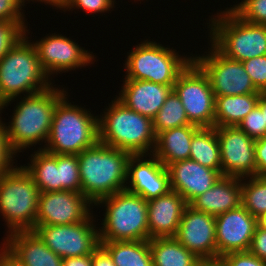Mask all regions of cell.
Listing matches in <instances>:
<instances>
[{"instance_id":"cell-1","label":"cell","mask_w":266,"mask_h":266,"mask_svg":"<svg viewBox=\"0 0 266 266\" xmlns=\"http://www.w3.org/2000/svg\"><path fill=\"white\" fill-rule=\"evenodd\" d=\"M67 93L64 88L51 85L41 92L20 97L11 121L8 126L5 124L9 146L16 155L37 143L46 144L56 103Z\"/></svg>"},{"instance_id":"cell-2","label":"cell","mask_w":266,"mask_h":266,"mask_svg":"<svg viewBox=\"0 0 266 266\" xmlns=\"http://www.w3.org/2000/svg\"><path fill=\"white\" fill-rule=\"evenodd\" d=\"M77 156L81 193L92 204L125 190L130 153L98 141Z\"/></svg>"},{"instance_id":"cell-3","label":"cell","mask_w":266,"mask_h":266,"mask_svg":"<svg viewBox=\"0 0 266 266\" xmlns=\"http://www.w3.org/2000/svg\"><path fill=\"white\" fill-rule=\"evenodd\" d=\"M29 33V29L25 30V35L0 60L1 112L21 94L32 95L53 85L34 44L28 40Z\"/></svg>"},{"instance_id":"cell-4","label":"cell","mask_w":266,"mask_h":266,"mask_svg":"<svg viewBox=\"0 0 266 266\" xmlns=\"http://www.w3.org/2000/svg\"><path fill=\"white\" fill-rule=\"evenodd\" d=\"M110 104L98 116V141L131 155L152 154L156 145L153 120L129 109L116 97Z\"/></svg>"},{"instance_id":"cell-5","label":"cell","mask_w":266,"mask_h":266,"mask_svg":"<svg viewBox=\"0 0 266 266\" xmlns=\"http://www.w3.org/2000/svg\"><path fill=\"white\" fill-rule=\"evenodd\" d=\"M67 96L68 93L56 103L48 140L38 149L51 154L77 155L98 142V115L71 104Z\"/></svg>"},{"instance_id":"cell-6","label":"cell","mask_w":266,"mask_h":266,"mask_svg":"<svg viewBox=\"0 0 266 266\" xmlns=\"http://www.w3.org/2000/svg\"><path fill=\"white\" fill-rule=\"evenodd\" d=\"M210 18V43L225 57L242 62L266 55V25L248 23L230 7Z\"/></svg>"},{"instance_id":"cell-7","label":"cell","mask_w":266,"mask_h":266,"mask_svg":"<svg viewBox=\"0 0 266 266\" xmlns=\"http://www.w3.org/2000/svg\"><path fill=\"white\" fill-rule=\"evenodd\" d=\"M104 218L99 228L100 242L149 240L147 201L127 190L100 199Z\"/></svg>"},{"instance_id":"cell-8","label":"cell","mask_w":266,"mask_h":266,"mask_svg":"<svg viewBox=\"0 0 266 266\" xmlns=\"http://www.w3.org/2000/svg\"><path fill=\"white\" fill-rule=\"evenodd\" d=\"M40 193L21 165L0 175V214L9 228L6 235L35 228Z\"/></svg>"},{"instance_id":"cell-9","label":"cell","mask_w":266,"mask_h":266,"mask_svg":"<svg viewBox=\"0 0 266 266\" xmlns=\"http://www.w3.org/2000/svg\"><path fill=\"white\" fill-rule=\"evenodd\" d=\"M127 53L124 79L146 80L165 86H174L179 74L193 60L192 56H181L174 48L148 39Z\"/></svg>"},{"instance_id":"cell-10","label":"cell","mask_w":266,"mask_h":266,"mask_svg":"<svg viewBox=\"0 0 266 266\" xmlns=\"http://www.w3.org/2000/svg\"><path fill=\"white\" fill-rule=\"evenodd\" d=\"M191 124L214 127L215 95L208 77L192 60L179 74L173 86Z\"/></svg>"},{"instance_id":"cell-11","label":"cell","mask_w":266,"mask_h":266,"mask_svg":"<svg viewBox=\"0 0 266 266\" xmlns=\"http://www.w3.org/2000/svg\"><path fill=\"white\" fill-rule=\"evenodd\" d=\"M93 218L92 212L85 221L80 223L35 225L33 231L62 259L91 255L100 245L99 229L93 224L95 222Z\"/></svg>"},{"instance_id":"cell-12","label":"cell","mask_w":266,"mask_h":266,"mask_svg":"<svg viewBox=\"0 0 266 266\" xmlns=\"http://www.w3.org/2000/svg\"><path fill=\"white\" fill-rule=\"evenodd\" d=\"M210 47L206 55L193 56V61L208 77L215 97L261 93L253 85L241 61L225 57L212 44Z\"/></svg>"},{"instance_id":"cell-13","label":"cell","mask_w":266,"mask_h":266,"mask_svg":"<svg viewBox=\"0 0 266 266\" xmlns=\"http://www.w3.org/2000/svg\"><path fill=\"white\" fill-rule=\"evenodd\" d=\"M32 43L36 48L40 64L49 78L55 73L57 75L60 72L82 69L96 61L93 52L85 50L74 40L62 34H47L41 40L37 39Z\"/></svg>"},{"instance_id":"cell-14","label":"cell","mask_w":266,"mask_h":266,"mask_svg":"<svg viewBox=\"0 0 266 266\" xmlns=\"http://www.w3.org/2000/svg\"><path fill=\"white\" fill-rule=\"evenodd\" d=\"M221 153L222 176L256 175L255 142L237 126L215 127Z\"/></svg>"},{"instance_id":"cell-15","label":"cell","mask_w":266,"mask_h":266,"mask_svg":"<svg viewBox=\"0 0 266 266\" xmlns=\"http://www.w3.org/2000/svg\"><path fill=\"white\" fill-rule=\"evenodd\" d=\"M94 206L82 193L41 192L35 225H67L85 221ZM92 209H91V208Z\"/></svg>"},{"instance_id":"cell-16","label":"cell","mask_w":266,"mask_h":266,"mask_svg":"<svg viewBox=\"0 0 266 266\" xmlns=\"http://www.w3.org/2000/svg\"><path fill=\"white\" fill-rule=\"evenodd\" d=\"M147 156L131 155L127 164L126 181L128 182L125 186V190L140 195L146 201L171 190L167 167L153 154H149V159H146Z\"/></svg>"},{"instance_id":"cell-17","label":"cell","mask_w":266,"mask_h":266,"mask_svg":"<svg viewBox=\"0 0 266 266\" xmlns=\"http://www.w3.org/2000/svg\"><path fill=\"white\" fill-rule=\"evenodd\" d=\"M217 257L248 251L257 227V218L241 204L215 217Z\"/></svg>"},{"instance_id":"cell-18","label":"cell","mask_w":266,"mask_h":266,"mask_svg":"<svg viewBox=\"0 0 266 266\" xmlns=\"http://www.w3.org/2000/svg\"><path fill=\"white\" fill-rule=\"evenodd\" d=\"M215 216L185 207L174 238L199 258L217 257Z\"/></svg>"},{"instance_id":"cell-19","label":"cell","mask_w":266,"mask_h":266,"mask_svg":"<svg viewBox=\"0 0 266 266\" xmlns=\"http://www.w3.org/2000/svg\"><path fill=\"white\" fill-rule=\"evenodd\" d=\"M167 170L170 189L177 191L187 204L212 188L222 176L217 170L204 167L191 159L171 163Z\"/></svg>"},{"instance_id":"cell-20","label":"cell","mask_w":266,"mask_h":266,"mask_svg":"<svg viewBox=\"0 0 266 266\" xmlns=\"http://www.w3.org/2000/svg\"><path fill=\"white\" fill-rule=\"evenodd\" d=\"M121 88L116 98L129 109L152 120L173 90V86L134 79H124Z\"/></svg>"},{"instance_id":"cell-21","label":"cell","mask_w":266,"mask_h":266,"mask_svg":"<svg viewBox=\"0 0 266 266\" xmlns=\"http://www.w3.org/2000/svg\"><path fill=\"white\" fill-rule=\"evenodd\" d=\"M188 204L174 190L147 201L149 239L174 237L177 233L183 211Z\"/></svg>"},{"instance_id":"cell-22","label":"cell","mask_w":266,"mask_h":266,"mask_svg":"<svg viewBox=\"0 0 266 266\" xmlns=\"http://www.w3.org/2000/svg\"><path fill=\"white\" fill-rule=\"evenodd\" d=\"M4 250L21 266H62L63 259L48 248L33 231H16L6 235Z\"/></svg>"},{"instance_id":"cell-23","label":"cell","mask_w":266,"mask_h":266,"mask_svg":"<svg viewBox=\"0 0 266 266\" xmlns=\"http://www.w3.org/2000/svg\"><path fill=\"white\" fill-rule=\"evenodd\" d=\"M189 205L215 217L237 208L241 205V178L221 176L212 188Z\"/></svg>"},{"instance_id":"cell-24","label":"cell","mask_w":266,"mask_h":266,"mask_svg":"<svg viewBox=\"0 0 266 266\" xmlns=\"http://www.w3.org/2000/svg\"><path fill=\"white\" fill-rule=\"evenodd\" d=\"M201 127L186 125L165 130L156 136L153 155L167 167L171 163L190 158V146L193 135Z\"/></svg>"},{"instance_id":"cell-25","label":"cell","mask_w":266,"mask_h":266,"mask_svg":"<svg viewBox=\"0 0 266 266\" xmlns=\"http://www.w3.org/2000/svg\"><path fill=\"white\" fill-rule=\"evenodd\" d=\"M260 93L216 96L214 127L238 126L258 103Z\"/></svg>"},{"instance_id":"cell-26","label":"cell","mask_w":266,"mask_h":266,"mask_svg":"<svg viewBox=\"0 0 266 266\" xmlns=\"http://www.w3.org/2000/svg\"><path fill=\"white\" fill-rule=\"evenodd\" d=\"M153 266H196L200 259L174 237L149 239Z\"/></svg>"},{"instance_id":"cell-27","label":"cell","mask_w":266,"mask_h":266,"mask_svg":"<svg viewBox=\"0 0 266 266\" xmlns=\"http://www.w3.org/2000/svg\"><path fill=\"white\" fill-rule=\"evenodd\" d=\"M100 244L116 266H153L149 240L105 241Z\"/></svg>"},{"instance_id":"cell-28","label":"cell","mask_w":266,"mask_h":266,"mask_svg":"<svg viewBox=\"0 0 266 266\" xmlns=\"http://www.w3.org/2000/svg\"><path fill=\"white\" fill-rule=\"evenodd\" d=\"M222 175L221 153L215 127H201L192 137L190 158Z\"/></svg>"},{"instance_id":"cell-29","label":"cell","mask_w":266,"mask_h":266,"mask_svg":"<svg viewBox=\"0 0 266 266\" xmlns=\"http://www.w3.org/2000/svg\"><path fill=\"white\" fill-rule=\"evenodd\" d=\"M30 164L22 165L40 192L58 191L57 154L38 149L31 154Z\"/></svg>"},{"instance_id":"cell-30","label":"cell","mask_w":266,"mask_h":266,"mask_svg":"<svg viewBox=\"0 0 266 266\" xmlns=\"http://www.w3.org/2000/svg\"><path fill=\"white\" fill-rule=\"evenodd\" d=\"M186 125L194 124L189 122L182 102L174 90H172L153 119L154 132L157 136L165 130Z\"/></svg>"},{"instance_id":"cell-31","label":"cell","mask_w":266,"mask_h":266,"mask_svg":"<svg viewBox=\"0 0 266 266\" xmlns=\"http://www.w3.org/2000/svg\"><path fill=\"white\" fill-rule=\"evenodd\" d=\"M241 181V204L258 218L266 212V178L255 175L241 178Z\"/></svg>"},{"instance_id":"cell-32","label":"cell","mask_w":266,"mask_h":266,"mask_svg":"<svg viewBox=\"0 0 266 266\" xmlns=\"http://www.w3.org/2000/svg\"><path fill=\"white\" fill-rule=\"evenodd\" d=\"M58 191L81 193L79 159L77 155L57 154Z\"/></svg>"},{"instance_id":"cell-33","label":"cell","mask_w":266,"mask_h":266,"mask_svg":"<svg viewBox=\"0 0 266 266\" xmlns=\"http://www.w3.org/2000/svg\"><path fill=\"white\" fill-rule=\"evenodd\" d=\"M230 9L248 23L266 25V0H242Z\"/></svg>"},{"instance_id":"cell-34","label":"cell","mask_w":266,"mask_h":266,"mask_svg":"<svg viewBox=\"0 0 266 266\" xmlns=\"http://www.w3.org/2000/svg\"><path fill=\"white\" fill-rule=\"evenodd\" d=\"M25 35V29L15 22L0 21V60Z\"/></svg>"},{"instance_id":"cell-35","label":"cell","mask_w":266,"mask_h":266,"mask_svg":"<svg viewBox=\"0 0 266 266\" xmlns=\"http://www.w3.org/2000/svg\"><path fill=\"white\" fill-rule=\"evenodd\" d=\"M254 140L266 135V124H264L263 113L258 105L249 112L237 126Z\"/></svg>"},{"instance_id":"cell-36","label":"cell","mask_w":266,"mask_h":266,"mask_svg":"<svg viewBox=\"0 0 266 266\" xmlns=\"http://www.w3.org/2000/svg\"><path fill=\"white\" fill-rule=\"evenodd\" d=\"M115 0H64L63 3L58 7L60 10L62 9L64 12L67 9L73 11L76 9H82V11L86 13H105L110 11V9L114 8Z\"/></svg>"},{"instance_id":"cell-37","label":"cell","mask_w":266,"mask_h":266,"mask_svg":"<svg viewBox=\"0 0 266 266\" xmlns=\"http://www.w3.org/2000/svg\"><path fill=\"white\" fill-rule=\"evenodd\" d=\"M242 64L259 92H266V55L253 57Z\"/></svg>"},{"instance_id":"cell-38","label":"cell","mask_w":266,"mask_h":266,"mask_svg":"<svg viewBox=\"0 0 266 266\" xmlns=\"http://www.w3.org/2000/svg\"><path fill=\"white\" fill-rule=\"evenodd\" d=\"M25 2V0H0V21L15 22L27 30L24 17L26 15L22 9Z\"/></svg>"},{"instance_id":"cell-39","label":"cell","mask_w":266,"mask_h":266,"mask_svg":"<svg viewBox=\"0 0 266 266\" xmlns=\"http://www.w3.org/2000/svg\"><path fill=\"white\" fill-rule=\"evenodd\" d=\"M0 117V175L9 172L14 167L16 154L9 146L5 123Z\"/></svg>"},{"instance_id":"cell-40","label":"cell","mask_w":266,"mask_h":266,"mask_svg":"<svg viewBox=\"0 0 266 266\" xmlns=\"http://www.w3.org/2000/svg\"><path fill=\"white\" fill-rule=\"evenodd\" d=\"M222 258L226 266H266V261L259 259L249 251L228 253Z\"/></svg>"},{"instance_id":"cell-41","label":"cell","mask_w":266,"mask_h":266,"mask_svg":"<svg viewBox=\"0 0 266 266\" xmlns=\"http://www.w3.org/2000/svg\"><path fill=\"white\" fill-rule=\"evenodd\" d=\"M248 251L259 259L266 261V230L256 227Z\"/></svg>"},{"instance_id":"cell-42","label":"cell","mask_w":266,"mask_h":266,"mask_svg":"<svg viewBox=\"0 0 266 266\" xmlns=\"http://www.w3.org/2000/svg\"><path fill=\"white\" fill-rule=\"evenodd\" d=\"M256 176L266 175V135L255 142Z\"/></svg>"},{"instance_id":"cell-43","label":"cell","mask_w":266,"mask_h":266,"mask_svg":"<svg viewBox=\"0 0 266 266\" xmlns=\"http://www.w3.org/2000/svg\"><path fill=\"white\" fill-rule=\"evenodd\" d=\"M92 266H116L108 251L100 244L91 254Z\"/></svg>"},{"instance_id":"cell-44","label":"cell","mask_w":266,"mask_h":266,"mask_svg":"<svg viewBox=\"0 0 266 266\" xmlns=\"http://www.w3.org/2000/svg\"><path fill=\"white\" fill-rule=\"evenodd\" d=\"M62 266H92L91 255L64 258Z\"/></svg>"},{"instance_id":"cell-45","label":"cell","mask_w":266,"mask_h":266,"mask_svg":"<svg viewBox=\"0 0 266 266\" xmlns=\"http://www.w3.org/2000/svg\"><path fill=\"white\" fill-rule=\"evenodd\" d=\"M0 266H21L4 250V243H2V247L0 246Z\"/></svg>"},{"instance_id":"cell-46","label":"cell","mask_w":266,"mask_h":266,"mask_svg":"<svg viewBox=\"0 0 266 266\" xmlns=\"http://www.w3.org/2000/svg\"><path fill=\"white\" fill-rule=\"evenodd\" d=\"M196 266H226V263L222 257L200 258Z\"/></svg>"},{"instance_id":"cell-47","label":"cell","mask_w":266,"mask_h":266,"mask_svg":"<svg viewBox=\"0 0 266 266\" xmlns=\"http://www.w3.org/2000/svg\"><path fill=\"white\" fill-rule=\"evenodd\" d=\"M257 105L263 113L264 124H266V92H261Z\"/></svg>"},{"instance_id":"cell-48","label":"cell","mask_w":266,"mask_h":266,"mask_svg":"<svg viewBox=\"0 0 266 266\" xmlns=\"http://www.w3.org/2000/svg\"><path fill=\"white\" fill-rule=\"evenodd\" d=\"M25 1L26 2L28 1V3L30 1H32V2L33 1H36V2L40 1V3L44 2V4H48V5L52 6V8L55 7L56 9H58V7L63 3L64 0H25Z\"/></svg>"},{"instance_id":"cell-49","label":"cell","mask_w":266,"mask_h":266,"mask_svg":"<svg viewBox=\"0 0 266 266\" xmlns=\"http://www.w3.org/2000/svg\"><path fill=\"white\" fill-rule=\"evenodd\" d=\"M257 226L263 230H266V212L257 218Z\"/></svg>"}]
</instances>
